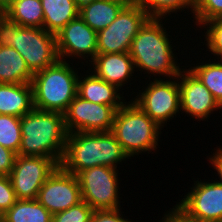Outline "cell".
I'll list each match as a JSON object with an SVG mask.
<instances>
[{
    "label": "cell",
    "mask_w": 222,
    "mask_h": 222,
    "mask_svg": "<svg viewBox=\"0 0 222 222\" xmlns=\"http://www.w3.org/2000/svg\"><path fill=\"white\" fill-rule=\"evenodd\" d=\"M34 108L31 84L0 83V114L22 117Z\"/></svg>",
    "instance_id": "ac0fdd59"
},
{
    "label": "cell",
    "mask_w": 222,
    "mask_h": 222,
    "mask_svg": "<svg viewBox=\"0 0 222 222\" xmlns=\"http://www.w3.org/2000/svg\"><path fill=\"white\" fill-rule=\"evenodd\" d=\"M130 159L115 135L109 132L69 133L60 166L72 174L95 166L118 168Z\"/></svg>",
    "instance_id": "7a4b0ae2"
},
{
    "label": "cell",
    "mask_w": 222,
    "mask_h": 222,
    "mask_svg": "<svg viewBox=\"0 0 222 222\" xmlns=\"http://www.w3.org/2000/svg\"><path fill=\"white\" fill-rule=\"evenodd\" d=\"M43 28L56 35L71 20L79 16V8L74 0H41Z\"/></svg>",
    "instance_id": "44dd1931"
},
{
    "label": "cell",
    "mask_w": 222,
    "mask_h": 222,
    "mask_svg": "<svg viewBox=\"0 0 222 222\" xmlns=\"http://www.w3.org/2000/svg\"><path fill=\"white\" fill-rule=\"evenodd\" d=\"M149 18L137 4L129 2L108 27L97 32V54L128 53Z\"/></svg>",
    "instance_id": "9c48e42d"
},
{
    "label": "cell",
    "mask_w": 222,
    "mask_h": 222,
    "mask_svg": "<svg viewBox=\"0 0 222 222\" xmlns=\"http://www.w3.org/2000/svg\"><path fill=\"white\" fill-rule=\"evenodd\" d=\"M118 173V169L107 166H95L80 171L76 176L82 201L93 210L120 208Z\"/></svg>",
    "instance_id": "ba28073f"
},
{
    "label": "cell",
    "mask_w": 222,
    "mask_h": 222,
    "mask_svg": "<svg viewBox=\"0 0 222 222\" xmlns=\"http://www.w3.org/2000/svg\"><path fill=\"white\" fill-rule=\"evenodd\" d=\"M9 176H0V216L9 210L17 201Z\"/></svg>",
    "instance_id": "f546056e"
},
{
    "label": "cell",
    "mask_w": 222,
    "mask_h": 222,
    "mask_svg": "<svg viewBox=\"0 0 222 222\" xmlns=\"http://www.w3.org/2000/svg\"><path fill=\"white\" fill-rule=\"evenodd\" d=\"M4 15L22 27L43 28L44 14L41 0H13Z\"/></svg>",
    "instance_id": "7402d4cb"
},
{
    "label": "cell",
    "mask_w": 222,
    "mask_h": 222,
    "mask_svg": "<svg viewBox=\"0 0 222 222\" xmlns=\"http://www.w3.org/2000/svg\"><path fill=\"white\" fill-rule=\"evenodd\" d=\"M56 49L61 60L75 57L91 62L97 55V32L78 16L56 34Z\"/></svg>",
    "instance_id": "5bb4252c"
},
{
    "label": "cell",
    "mask_w": 222,
    "mask_h": 222,
    "mask_svg": "<svg viewBox=\"0 0 222 222\" xmlns=\"http://www.w3.org/2000/svg\"><path fill=\"white\" fill-rule=\"evenodd\" d=\"M163 216L164 217L162 218V220L160 219L159 222H199L187 218L175 206L169 209L168 212H165Z\"/></svg>",
    "instance_id": "d6a6232c"
},
{
    "label": "cell",
    "mask_w": 222,
    "mask_h": 222,
    "mask_svg": "<svg viewBox=\"0 0 222 222\" xmlns=\"http://www.w3.org/2000/svg\"><path fill=\"white\" fill-rule=\"evenodd\" d=\"M20 126L18 155L43 156L61 163L69 134L63 113L33 108L20 117Z\"/></svg>",
    "instance_id": "3957f363"
},
{
    "label": "cell",
    "mask_w": 222,
    "mask_h": 222,
    "mask_svg": "<svg viewBox=\"0 0 222 222\" xmlns=\"http://www.w3.org/2000/svg\"><path fill=\"white\" fill-rule=\"evenodd\" d=\"M12 2L13 0H0V10L4 12Z\"/></svg>",
    "instance_id": "e575fe53"
},
{
    "label": "cell",
    "mask_w": 222,
    "mask_h": 222,
    "mask_svg": "<svg viewBox=\"0 0 222 222\" xmlns=\"http://www.w3.org/2000/svg\"><path fill=\"white\" fill-rule=\"evenodd\" d=\"M212 181H194L192 190L174 206L191 220L222 222V184Z\"/></svg>",
    "instance_id": "8fae6325"
},
{
    "label": "cell",
    "mask_w": 222,
    "mask_h": 222,
    "mask_svg": "<svg viewBox=\"0 0 222 222\" xmlns=\"http://www.w3.org/2000/svg\"><path fill=\"white\" fill-rule=\"evenodd\" d=\"M162 21L163 18H149L132 40L129 53L141 74H152L154 79H157L156 74L172 79L182 69L173 53V42L169 38L172 36L168 35Z\"/></svg>",
    "instance_id": "6da1fadb"
},
{
    "label": "cell",
    "mask_w": 222,
    "mask_h": 222,
    "mask_svg": "<svg viewBox=\"0 0 222 222\" xmlns=\"http://www.w3.org/2000/svg\"><path fill=\"white\" fill-rule=\"evenodd\" d=\"M17 154L0 145V176H9Z\"/></svg>",
    "instance_id": "1f68e13d"
},
{
    "label": "cell",
    "mask_w": 222,
    "mask_h": 222,
    "mask_svg": "<svg viewBox=\"0 0 222 222\" xmlns=\"http://www.w3.org/2000/svg\"><path fill=\"white\" fill-rule=\"evenodd\" d=\"M181 79V80H180ZM180 87V111L195 120H208L213 111L222 107L214 99L208 88L189 69L181 70L178 75Z\"/></svg>",
    "instance_id": "9a60e30c"
},
{
    "label": "cell",
    "mask_w": 222,
    "mask_h": 222,
    "mask_svg": "<svg viewBox=\"0 0 222 222\" xmlns=\"http://www.w3.org/2000/svg\"><path fill=\"white\" fill-rule=\"evenodd\" d=\"M127 0H95L79 9V16L94 31L108 27L128 4Z\"/></svg>",
    "instance_id": "d6986e66"
},
{
    "label": "cell",
    "mask_w": 222,
    "mask_h": 222,
    "mask_svg": "<svg viewBox=\"0 0 222 222\" xmlns=\"http://www.w3.org/2000/svg\"><path fill=\"white\" fill-rule=\"evenodd\" d=\"M20 118L0 114V145L10 149L18 155L21 146Z\"/></svg>",
    "instance_id": "484cf974"
},
{
    "label": "cell",
    "mask_w": 222,
    "mask_h": 222,
    "mask_svg": "<svg viewBox=\"0 0 222 222\" xmlns=\"http://www.w3.org/2000/svg\"><path fill=\"white\" fill-rule=\"evenodd\" d=\"M120 107L97 104L76 95L63 113L68 133L109 132Z\"/></svg>",
    "instance_id": "7c38bea8"
},
{
    "label": "cell",
    "mask_w": 222,
    "mask_h": 222,
    "mask_svg": "<svg viewBox=\"0 0 222 222\" xmlns=\"http://www.w3.org/2000/svg\"><path fill=\"white\" fill-rule=\"evenodd\" d=\"M88 64L92 66L87 73L92 72L96 77L116 86L120 90L122 86L132 81L133 73L138 72L137 69L135 70L133 59L129 52L97 54Z\"/></svg>",
    "instance_id": "2e32d148"
},
{
    "label": "cell",
    "mask_w": 222,
    "mask_h": 222,
    "mask_svg": "<svg viewBox=\"0 0 222 222\" xmlns=\"http://www.w3.org/2000/svg\"><path fill=\"white\" fill-rule=\"evenodd\" d=\"M207 26V28H206ZM199 28H204L205 46L211 54L216 56V59L222 58V18L214 19L203 23ZM220 56V57H219ZM218 57V58H217Z\"/></svg>",
    "instance_id": "83f0119b"
},
{
    "label": "cell",
    "mask_w": 222,
    "mask_h": 222,
    "mask_svg": "<svg viewBox=\"0 0 222 222\" xmlns=\"http://www.w3.org/2000/svg\"><path fill=\"white\" fill-rule=\"evenodd\" d=\"M36 200L52 215L79 204L82 195L77 176L59 165L41 186Z\"/></svg>",
    "instance_id": "4fadbf2b"
},
{
    "label": "cell",
    "mask_w": 222,
    "mask_h": 222,
    "mask_svg": "<svg viewBox=\"0 0 222 222\" xmlns=\"http://www.w3.org/2000/svg\"><path fill=\"white\" fill-rule=\"evenodd\" d=\"M149 80V84L142 91L132 98L135 102L154 122L161 128L176 118L180 109V87L178 84V76L171 78H161ZM144 89V90H143ZM169 120V121H168Z\"/></svg>",
    "instance_id": "52a82bcc"
},
{
    "label": "cell",
    "mask_w": 222,
    "mask_h": 222,
    "mask_svg": "<svg viewBox=\"0 0 222 222\" xmlns=\"http://www.w3.org/2000/svg\"><path fill=\"white\" fill-rule=\"evenodd\" d=\"M89 74L85 75L86 77L78 76V96L87 101L111 107H121L126 102L122 96L124 92L121 94L119 88L96 77L92 72Z\"/></svg>",
    "instance_id": "e0dca14e"
},
{
    "label": "cell",
    "mask_w": 222,
    "mask_h": 222,
    "mask_svg": "<svg viewBox=\"0 0 222 222\" xmlns=\"http://www.w3.org/2000/svg\"><path fill=\"white\" fill-rule=\"evenodd\" d=\"M0 46L16 49L33 73L51 66L59 59L56 35L44 28L22 27L5 15L0 19Z\"/></svg>",
    "instance_id": "277c9868"
},
{
    "label": "cell",
    "mask_w": 222,
    "mask_h": 222,
    "mask_svg": "<svg viewBox=\"0 0 222 222\" xmlns=\"http://www.w3.org/2000/svg\"><path fill=\"white\" fill-rule=\"evenodd\" d=\"M3 15H4V12L0 10V19L2 18Z\"/></svg>",
    "instance_id": "8d00e7d4"
},
{
    "label": "cell",
    "mask_w": 222,
    "mask_h": 222,
    "mask_svg": "<svg viewBox=\"0 0 222 222\" xmlns=\"http://www.w3.org/2000/svg\"><path fill=\"white\" fill-rule=\"evenodd\" d=\"M192 16L197 27L207 21L222 18V0H195Z\"/></svg>",
    "instance_id": "4316f807"
},
{
    "label": "cell",
    "mask_w": 222,
    "mask_h": 222,
    "mask_svg": "<svg viewBox=\"0 0 222 222\" xmlns=\"http://www.w3.org/2000/svg\"><path fill=\"white\" fill-rule=\"evenodd\" d=\"M216 152H213V155L209 158V163L213 166L219 176L218 183L222 184V147L215 149Z\"/></svg>",
    "instance_id": "836d02e7"
},
{
    "label": "cell",
    "mask_w": 222,
    "mask_h": 222,
    "mask_svg": "<svg viewBox=\"0 0 222 222\" xmlns=\"http://www.w3.org/2000/svg\"><path fill=\"white\" fill-rule=\"evenodd\" d=\"M201 64V65H199ZM189 70L208 88L214 99L222 107V61L214 59L196 64Z\"/></svg>",
    "instance_id": "cb8c5ba5"
},
{
    "label": "cell",
    "mask_w": 222,
    "mask_h": 222,
    "mask_svg": "<svg viewBox=\"0 0 222 222\" xmlns=\"http://www.w3.org/2000/svg\"><path fill=\"white\" fill-rule=\"evenodd\" d=\"M70 64L73 65V62L58 59L51 66L34 73L31 85L35 109L60 113L67 110L77 95L79 76L77 68Z\"/></svg>",
    "instance_id": "5b68a950"
},
{
    "label": "cell",
    "mask_w": 222,
    "mask_h": 222,
    "mask_svg": "<svg viewBox=\"0 0 222 222\" xmlns=\"http://www.w3.org/2000/svg\"><path fill=\"white\" fill-rule=\"evenodd\" d=\"M93 209L84 201L52 215V222H90Z\"/></svg>",
    "instance_id": "f1b7e54d"
},
{
    "label": "cell",
    "mask_w": 222,
    "mask_h": 222,
    "mask_svg": "<svg viewBox=\"0 0 222 222\" xmlns=\"http://www.w3.org/2000/svg\"><path fill=\"white\" fill-rule=\"evenodd\" d=\"M1 218L3 222H52V214L36 199H18Z\"/></svg>",
    "instance_id": "603a6c76"
},
{
    "label": "cell",
    "mask_w": 222,
    "mask_h": 222,
    "mask_svg": "<svg viewBox=\"0 0 222 222\" xmlns=\"http://www.w3.org/2000/svg\"><path fill=\"white\" fill-rule=\"evenodd\" d=\"M59 165L48 157L17 155L9 175L17 199H36L41 186Z\"/></svg>",
    "instance_id": "30bf717a"
},
{
    "label": "cell",
    "mask_w": 222,
    "mask_h": 222,
    "mask_svg": "<svg viewBox=\"0 0 222 222\" xmlns=\"http://www.w3.org/2000/svg\"><path fill=\"white\" fill-rule=\"evenodd\" d=\"M74 1H75L76 6L80 9L84 5L90 4L94 2L95 0H74Z\"/></svg>",
    "instance_id": "d590c367"
},
{
    "label": "cell",
    "mask_w": 222,
    "mask_h": 222,
    "mask_svg": "<svg viewBox=\"0 0 222 222\" xmlns=\"http://www.w3.org/2000/svg\"><path fill=\"white\" fill-rule=\"evenodd\" d=\"M90 222H132L123 218L120 208L94 210Z\"/></svg>",
    "instance_id": "4dcf8cb0"
},
{
    "label": "cell",
    "mask_w": 222,
    "mask_h": 222,
    "mask_svg": "<svg viewBox=\"0 0 222 222\" xmlns=\"http://www.w3.org/2000/svg\"><path fill=\"white\" fill-rule=\"evenodd\" d=\"M34 73L13 47L0 46V83H32Z\"/></svg>",
    "instance_id": "ffe728a7"
},
{
    "label": "cell",
    "mask_w": 222,
    "mask_h": 222,
    "mask_svg": "<svg viewBox=\"0 0 222 222\" xmlns=\"http://www.w3.org/2000/svg\"><path fill=\"white\" fill-rule=\"evenodd\" d=\"M161 130L162 128L131 100L117 110L111 132L131 158L142 152L156 151Z\"/></svg>",
    "instance_id": "8992f818"
},
{
    "label": "cell",
    "mask_w": 222,
    "mask_h": 222,
    "mask_svg": "<svg viewBox=\"0 0 222 222\" xmlns=\"http://www.w3.org/2000/svg\"><path fill=\"white\" fill-rule=\"evenodd\" d=\"M150 18H167L171 13L181 12L186 8L189 14H194L195 0H135Z\"/></svg>",
    "instance_id": "d4e9b609"
}]
</instances>
